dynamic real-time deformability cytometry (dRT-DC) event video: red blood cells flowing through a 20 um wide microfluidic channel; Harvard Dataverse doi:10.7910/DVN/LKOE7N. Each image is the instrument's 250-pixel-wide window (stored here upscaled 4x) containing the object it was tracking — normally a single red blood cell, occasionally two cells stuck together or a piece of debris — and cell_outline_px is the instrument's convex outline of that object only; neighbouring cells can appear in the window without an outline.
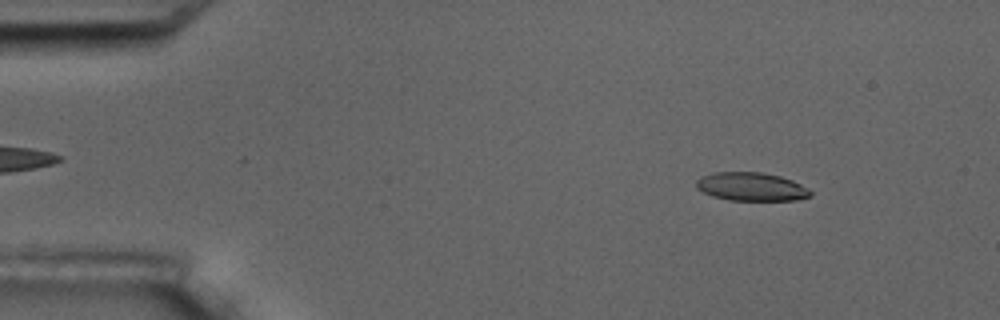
{"species": "common noctule bat (a hibernating species)", "species_latin": "Nyctalus noctula", "temperature_condition": "room temperature", "stored_images_in_passage": 5, "camera_frame_rate_fps": 3000, "um_per_image_px": 0.085, "animal": {"sex": "male", "body_mass_g": 17.5, "forearm_length_mm": 52.3}, "frame": {"image": 1, "passage_image": 2, "time_ms": 1.333, "image_size_px": [1000, 320], "cell_outline_px": [[812, 196], [796, 200], [728, 200], [712, 196], [696, 188], [696, 180], [700, 176], [712, 172], [760, 172], [780, 176], [792, 180], [808, 188], [812, 192]], "centroid_in_image_um": [63.85, 15.86], "position_along_channel_um": 21.2, "area_um2": 19.02}}
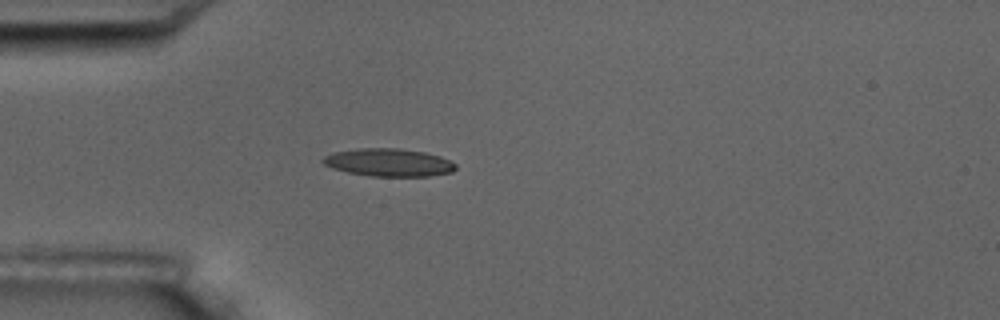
{"frame": {"image": 2, "passage_image": 4, "time_ms": 4.333, "image_size_px": [1000, 320], "cell_outline_px": [[456, 168], [452, 172], [428, 176], [372, 176], [348, 172], [332, 168], [324, 164], [320, 160], [324, 156], [332, 152], [360, 148], [400, 148], [424, 152], [440, 156], [456, 164]], "centroid_in_image_um": [33.02, 13.8], "position_along_channel_um": 52.0, "area_um2": 21.5}}